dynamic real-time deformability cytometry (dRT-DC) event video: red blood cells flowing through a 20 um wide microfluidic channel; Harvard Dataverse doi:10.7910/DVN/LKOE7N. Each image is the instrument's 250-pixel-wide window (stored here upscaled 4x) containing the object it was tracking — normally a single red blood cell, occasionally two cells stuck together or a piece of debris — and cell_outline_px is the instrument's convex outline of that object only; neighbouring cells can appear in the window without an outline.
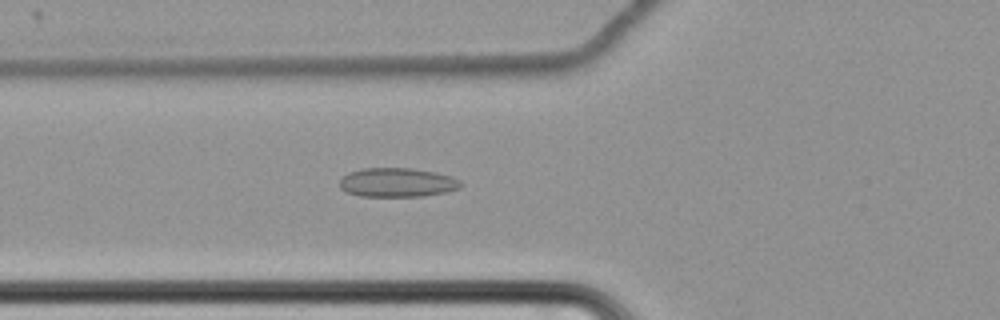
{"species": "common noctule bat (a hibernating species)", "species_latin": "Nyctalus noctula", "temperature_condition": "cold", "stored_images_in_passage": 63, "camera_frame_rate_fps": 3000, "um_per_image_px": 0.085, "animal": {"sex": "female", "body_mass_g": 22.7, "forearm_length_mm": 54.2}, "frame": {"image": 1, "passage_image": 25, "time_ms": 8.0, "image_size_px": [1000, 320], "cell_outline_px": [[464, 184], [460, 188], [444, 192], [424, 196], [360, 196], [348, 192], [340, 188], [340, 180], [348, 172], [364, 168], [412, 168], [436, 172], [452, 176], [460, 180]], "centroid_in_image_um": [33.8, 15.5], "position_along_channel_um": 92.0, "area_um2": 20.58}}
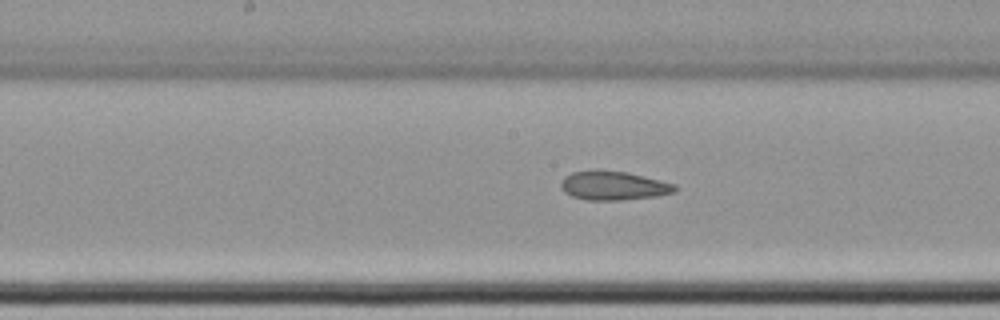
{"frame": {"image": 2, "passage_image": 34, "time_ms": 11.0, "image_size_px": [1000, 320], "cell_outline_px": [[676, 192], [656, 196], [620, 200], [584, 200], [572, 196], [564, 192], [560, 188], [560, 184], [564, 176], [572, 172], [596, 168], [600, 168], [628, 172], [660, 180], [672, 184], [676, 188]], "centroid_in_image_um": [52.07, 15.75], "position_along_channel_um": 196.1, "area_um2": 19.59}}
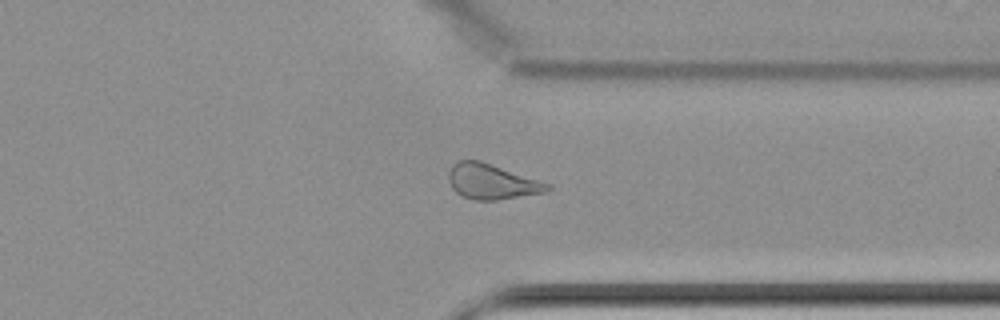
{"frame": {"image": 3, "passage_image": 49, "time_ms": 16.0, "image_size_px": [1000, 320], "cell_outline_px": [[552, 188], [544, 192], [496, 200], [472, 200], [460, 196], [452, 188], [448, 180], [448, 172], [452, 164], [456, 160], [480, 160], [552, 184]], "centroid_in_image_um": [41.76, 15.43], "position_along_channel_um": 369.6, "area_um2": 20.46}}